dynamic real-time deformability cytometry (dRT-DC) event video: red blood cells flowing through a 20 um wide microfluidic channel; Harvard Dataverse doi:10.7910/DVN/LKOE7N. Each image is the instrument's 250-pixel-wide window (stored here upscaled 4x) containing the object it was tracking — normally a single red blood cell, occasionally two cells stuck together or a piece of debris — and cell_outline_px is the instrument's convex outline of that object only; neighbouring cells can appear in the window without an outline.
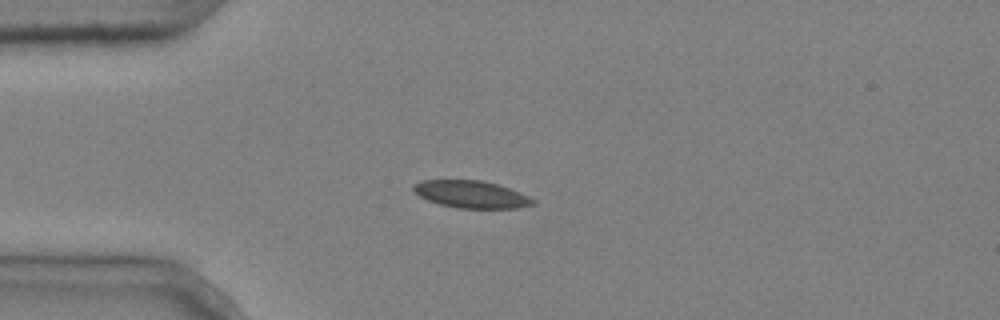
{"species": "common noctule bat (a hibernating species)", "species_latin": "Nyctalus noctula", "temperature_condition": "cold", "stored_images_in_passage": 2, "camera_frame_rate_fps": 3000, "um_per_image_px": 0.085, "animal": {"sex": "male", "body_mass_g": 20.4}, "frame": {"image": 1, "passage_image": 1, "time_ms": 0.0, "image_size_px": [1000, 320], "cell_outline_px": [[536, 204], [516, 208], [456, 208], [440, 204], [428, 200], [420, 196], [412, 188], [416, 184], [424, 180], [480, 180], [496, 184], [520, 192], [536, 200]], "centroid_in_image_um": [40.09, 16.52], "position_along_channel_um": 44.9, "area_um2": 18.79}}
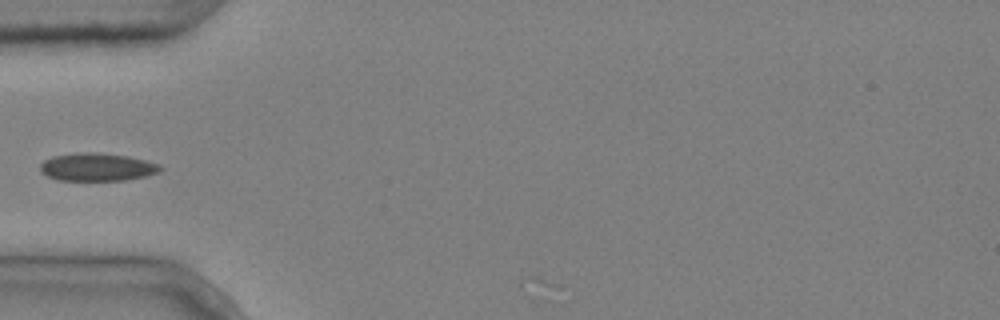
{"frame": {"image": 2, "passage_image": 2, "time_ms": 0.333, "image_size_px": [1000, 320], "cell_outline_px": [[164, 168], [160, 172], [144, 176], [124, 180], [56, 180], [40, 172], [40, 164], [44, 160], [52, 156], [76, 152], [92, 152], [128, 156], [160, 164]], "centroid_in_image_um": [8.24, 14.19], "position_along_channel_um": 76.8, "area_um2": 19.59}}